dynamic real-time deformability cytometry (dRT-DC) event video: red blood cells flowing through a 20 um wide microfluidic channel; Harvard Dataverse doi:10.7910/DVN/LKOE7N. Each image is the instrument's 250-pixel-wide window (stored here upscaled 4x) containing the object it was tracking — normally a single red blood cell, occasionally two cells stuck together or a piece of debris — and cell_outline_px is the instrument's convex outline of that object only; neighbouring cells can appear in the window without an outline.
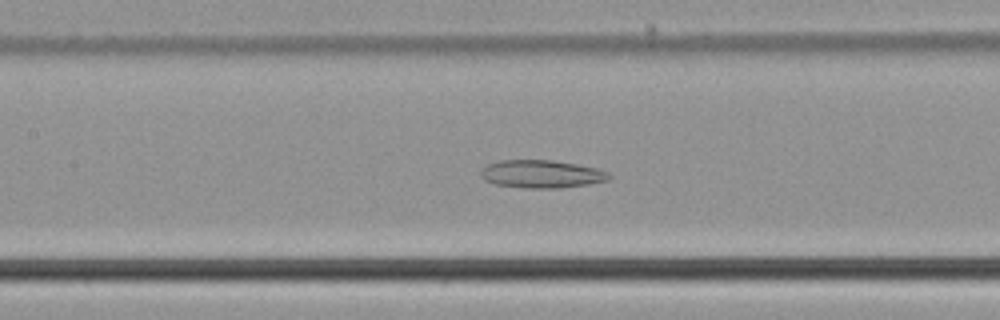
{"species": "common noctule bat (a hibernating species)", "species_latin": "Nyctalus noctula", "temperature_condition": "cold", "stored_images_in_passage": 56, "camera_frame_rate_fps": 3000, "um_per_image_px": 0.085, "animal": {"sex": "male", "body_mass_g": 21.5, "forearm_length_mm": 52.0}, "frame": {"image": 1, "passage_image": 27, "time_ms": 8.667, "image_size_px": [1000, 320], "cell_outline_px": [[612, 176], [608, 180], [588, 184], [560, 188], [528, 188], [492, 184], [484, 180], [480, 176], [480, 168], [496, 160], [552, 160], [576, 164], [596, 168], [608, 172]], "centroid_in_image_um": [45.98, 14.79], "position_along_channel_um": 161.4, "area_um2": 21.04}}
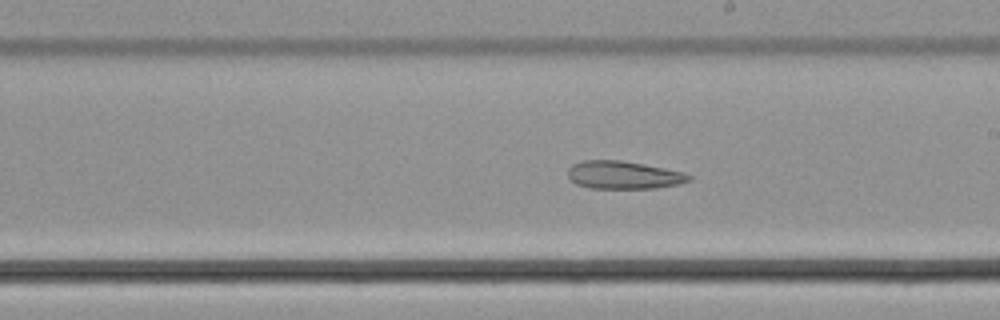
{"frame": {"image": 2, "passage_image": 33, "time_ms": 10.667, "image_size_px": [1000, 320], "cell_outline_px": [[692, 180], [680, 184], [656, 188], [588, 188], [576, 184], [568, 176], [568, 168], [572, 164], [584, 160], [620, 160], [644, 164], [684, 172], [692, 176]], "centroid_in_image_um": [53.02, 14.87], "position_along_channel_um": 236.0, "area_um2": 19.77}}
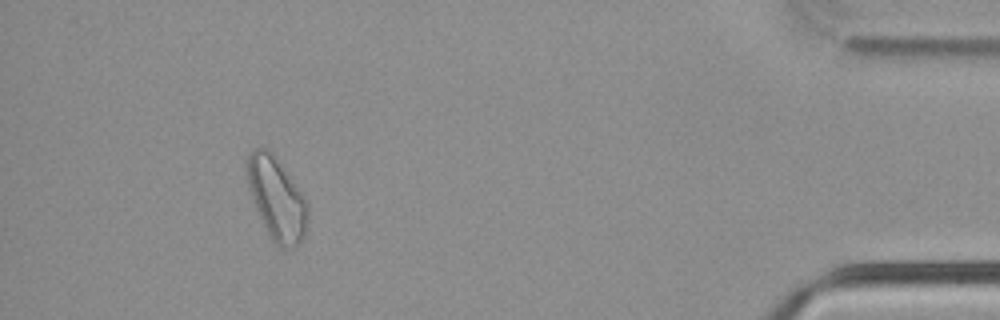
{"frame": {"image": 3, "passage_image": 52, "time_ms": 17.0, "image_size_px": [1000, 320], "cell_outline_px": [[308, 228], [300, 244], [296, 248], [280, 248], [268, 236], [260, 220], [244, 172], [244, 164], [248, 152], [252, 148], [268, 148], [276, 156], [308, 200]], "centroid_in_image_um": [23.52, 16.87], "position_along_channel_um": 411.7, "area_um2": 30.29}}